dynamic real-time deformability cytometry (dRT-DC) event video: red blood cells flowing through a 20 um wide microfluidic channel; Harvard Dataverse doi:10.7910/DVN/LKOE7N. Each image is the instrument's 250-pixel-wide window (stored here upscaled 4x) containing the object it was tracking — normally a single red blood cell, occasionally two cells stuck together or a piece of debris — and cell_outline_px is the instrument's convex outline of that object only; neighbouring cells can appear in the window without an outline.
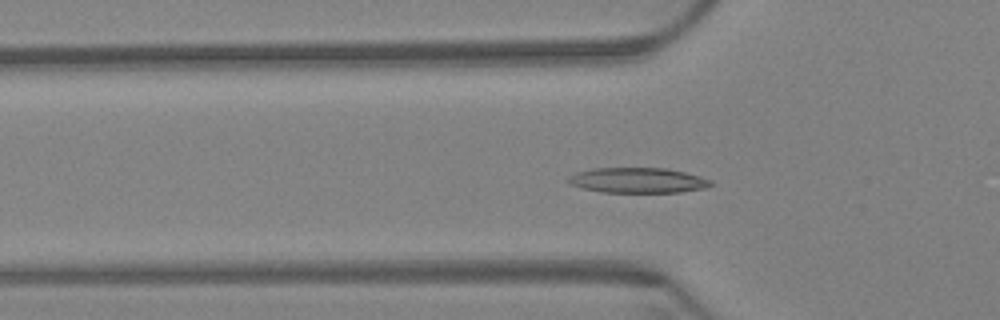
{"species": "Egyptian fruit bat (a non-hibernating species)", "species_latin": "Rousettus aegyptiacus", "temperature_condition": "warm", "stored_images_in_passage": 42, "camera_frame_rate_fps": 3000, "um_per_image_px": 0.085, "animal": {"sex": "female"}, "frame": {"image": 1, "passage_image": 6, "time_ms": 1.667, "image_size_px": [1000, 320], "cell_outline_px": [[716, 184], [708, 188], [680, 192], [600, 192], [584, 188], [572, 184], [564, 180], [568, 176], [576, 172], [592, 168], [668, 168], [700, 176], [712, 180]], "centroid_in_image_um": [54.25, 15.32], "position_along_channel_um": 71.5, "area_um2": 21.21}}
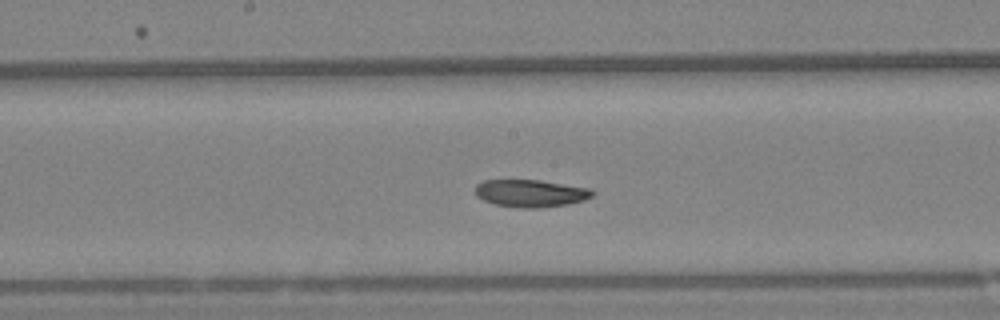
{"frame": {"image": 2, "passage_image": 18, "time_ms": 5.667, "image_size_px": [1000, 320], "cell_outline_px": [[596, 192], [592, 196], [584, 200], [568, 204], [536, 208], [520, 208], [496, 204], [484, 200], [476, 196], [476, 184], [484, 180], [540, 180], [592, 188]], "centroid_in_image_um": [45.14, 16.42], "position_along_channel_um": 203.1, "area_um2": 18.79}}
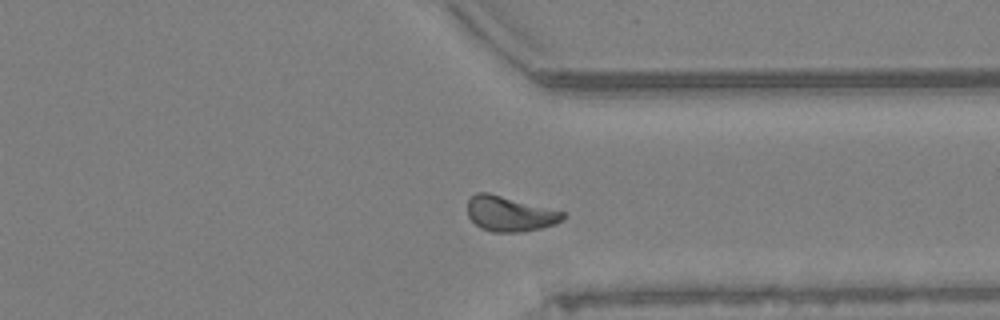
{"frame": {"image": 3, "passage_image": 33, "time_ms": 10.667, "image_size_px": [1000, 320], "cell_outline_px": [[568, 212], [564, 220], [540, 228], [524, 232], [492, 232], [480, 228], [468, 216], [468, 196], [476, 192], [488, 192]], "centroid_in_image_um": [43.34, 18.16], "position_along_channel_um": 368.1, "area_um2": 19.88}, "authors_computed_cell_mechanics": {"area_um2": 19.2185, "velocity_mm_per_s": 3.2951, "shape_relaxation_time_tau1_ms": 7.1304, "shape_relaxation_time_tau2_ms": 3.5952, "deformation_change_tau1": 0.169, "deformation_change_tau2": 0.0832}}